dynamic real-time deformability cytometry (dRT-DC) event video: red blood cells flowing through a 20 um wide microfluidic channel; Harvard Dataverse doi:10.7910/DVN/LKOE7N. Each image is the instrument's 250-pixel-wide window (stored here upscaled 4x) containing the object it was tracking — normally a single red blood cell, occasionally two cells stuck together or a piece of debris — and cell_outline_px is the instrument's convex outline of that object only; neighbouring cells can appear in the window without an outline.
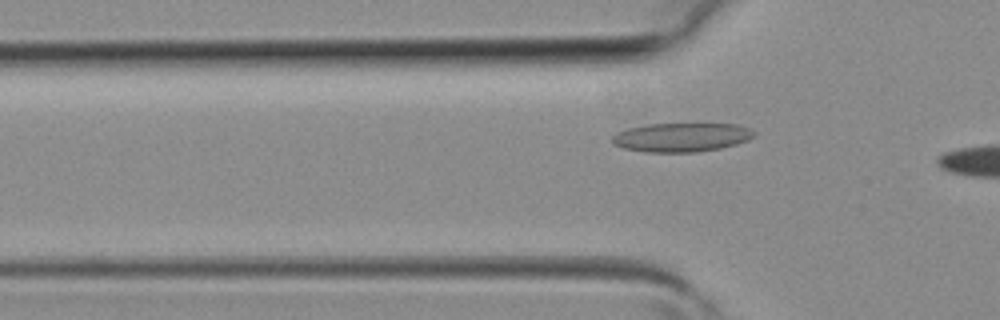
{"species": "common noctule bat (a hibernating species)", "species_latin": "Nyctalus noctula", "temperature_condition": "room temperature", "stored_images_in_passage": 3, "camera_frame_rate_fps": 3000, "um_per_image_px": 0.085, "animal": {"sex": "female", "body_mass_g": 19.3, "forearm_length_mm": 54.1}, "frame": {"image": 1, "passage_image": 3, "time_ms": 0.667, "image_size_px": [1000, 320], "cell_outline_px": [[756, 132], [748, 140], [736, 144], [720, 148], [696, 152], [648, 152], [624, 148], [612, 144], [612, 136], [616, 132], [628, 128], [648, 124], [736, 124], [748, 128]], "centroid_in_image_um": [57.89, 11.67], "position_along_channel_um": 67.9, "area_um2": 23.81}}